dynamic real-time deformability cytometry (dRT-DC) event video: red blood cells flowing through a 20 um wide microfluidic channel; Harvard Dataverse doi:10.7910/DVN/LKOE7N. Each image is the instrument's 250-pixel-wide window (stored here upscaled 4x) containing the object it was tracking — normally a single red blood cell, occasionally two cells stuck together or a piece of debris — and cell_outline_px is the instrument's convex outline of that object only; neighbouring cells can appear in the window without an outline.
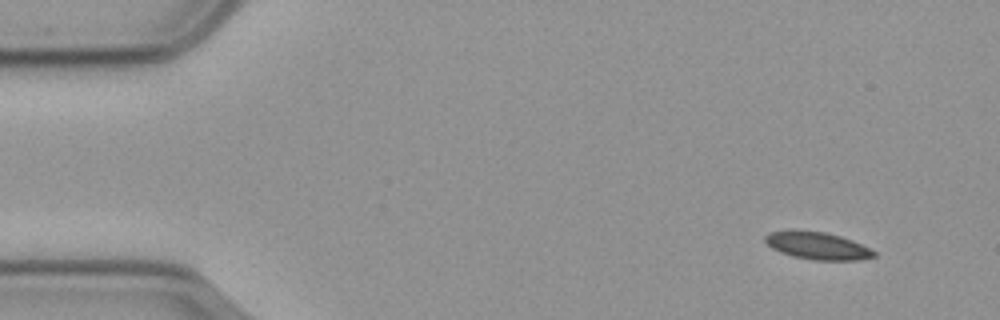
{"species": "common noctule bat (a hibernating species)", "species_latin": "Nyctalus noctula", "temperature_condition": "cold", "stored_images_in_passage": 53, "camera_frame_rate_fps": 3000, "um_per_image_px": 0.085, "animal": {"sex": "male", "body_mass_g": 23.1, "forearm_length_mm": 52.7}, "frame": {"image": 1, "passage_image": 1, "time_ms": 0.0, "image_size_px": [1000, 320], "cell_outline_px": [[876, 256], [860, 260], [812, 260], [792, 256], [780, 252], [772, 248], [764, 240], [764, 236], [768, 232], [824, 232], [840, 236], [852, 240], [876, 252]], "centroid_in_image_um": [69.51, 20.92], "position_along_channel_um": 15.5, "area_um2": 16.88}}
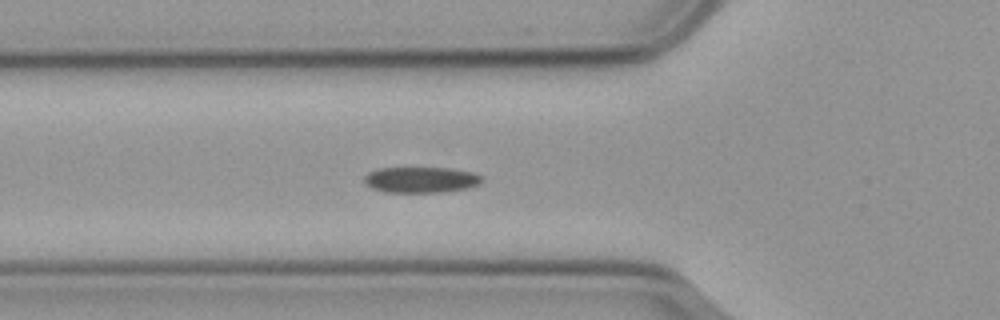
{"frame": {"image": 2, "passage_image": 16, "time_ms": 5.0, "image_size_px": [1000, 320], "cell_outline_px": [[484, 180], [480, 184], [468, 188], [444, 192], [384, 192], [372, 188], [364, 184], [364, 176], [368, 172], [380, 168], [448, 168], [472, 172], [484, 176]], "centroid_in_image_um": [35.8, 15.28], "position_along_channel_um": 90.0, "area_um2": 17.92}}
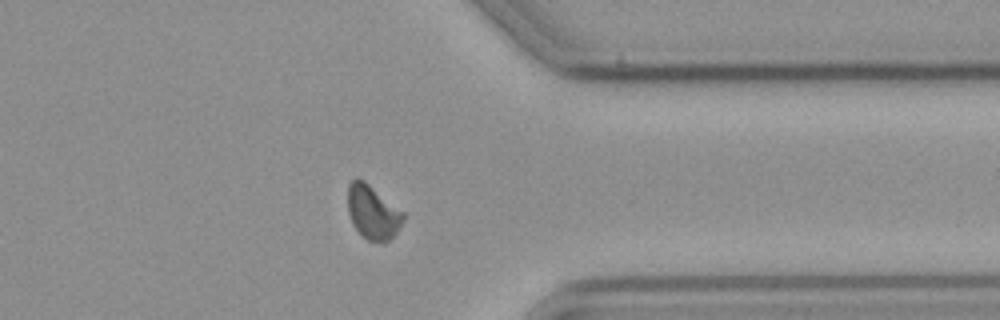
{"frame": {"image": 3, "passage_image": 41, "time_ms": 13.333, "image_size_px": [1000, 320], "cell_outline_px": [[404, 220], [400, 228], [388, 240], [380, 244], [368, 240], [360, 236], [352, 224], [348, 212], [348, 184], [356, 176], [364, 180], [404, 212]], "centroid_in_image_um": [31.67, 18.05], "position_along_channel_um": 379.7, "area_um2": 17.74}, "authors_computed_cell_mechanics": {"area_um2": 17.8602, "velocity_mm_per_s": 3.5782, "shape_relaxation_time_tau1_ms": 5.8427, "shape_relaxation_time_tau2_ms": 6.7872, "deformation_change_tau1": 0.1031, "deformation_change_tau2": 0.098}}